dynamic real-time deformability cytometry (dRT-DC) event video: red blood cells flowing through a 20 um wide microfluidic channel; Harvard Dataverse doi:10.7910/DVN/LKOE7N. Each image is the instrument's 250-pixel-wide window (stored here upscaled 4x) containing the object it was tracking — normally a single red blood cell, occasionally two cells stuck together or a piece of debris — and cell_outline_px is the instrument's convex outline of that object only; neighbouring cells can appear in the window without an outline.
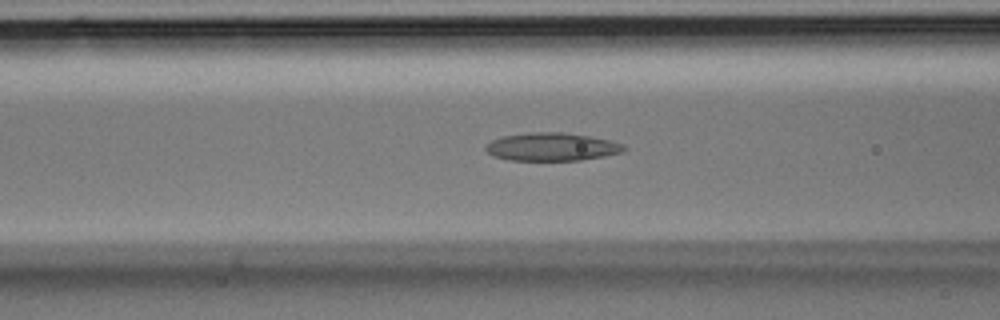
{"species": "Egyptian fruit bat (a non-hibernating species)", "species_latin": "Rousettus aegyptiacus", "temperature_condition": "room temperature", "stored_images_in_passage": 34, "camera_frame_rate_fps": 3000, "um_per_image_px": 0.085, "animal": {"sex": "male"}, "frame": {"image": 1, "passage_image": 12, "time_ms": 3.667, "image_size_px": [1000, 320], "cell_outline_px": [[628, 148], [624, 152], [604, 156], [580, 160], [512, 160], [496, 156], [488, 152], [484, 148], [492, 140], [500, 136], [528, 132], [560, 132], [588, 136], [608, 140], [624, 144]], "centroid_in_image_um": [46.93, 12.47], "position_along_channel_um": 119.7, "area_um2": 22.48}}
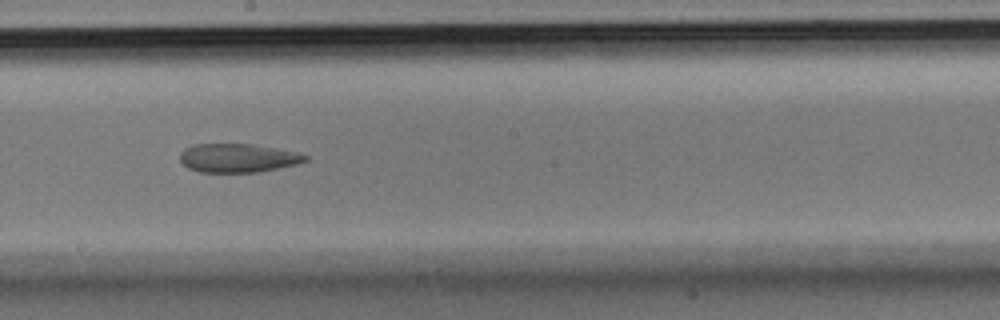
{"frame": {"image": 2, "passage_image": 18, "time_ms": 5.667, "image_size_px": [1000, 320], "cell_outline_px": [[308, 160], [296, 164], [260, 172], [200, 172], [188, 168], [180, 160], [180, 152], [184, 148], [192, 144], [252, 144], [296, 152], [308, 156]], "centroid_in_image_um": [20.19, 13.43], "position_along_channel_um": 228.0, "area_um2": 20.92}}
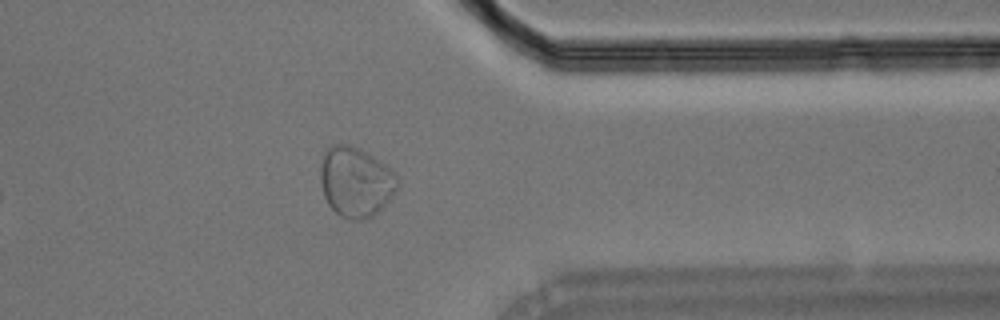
{"frame": {"image": 3, "passage_image": 27, "time_ms": 8.667, "image_size_px": [1000, 320], "cell_outline_px": [[400, 188], [372, 216], [356, 220], [352, 220], [340, 216], [328, 204], [324, 196], [320, 184], [320, 168], [324, 152], [328, 144], [352, 144], [372, 156], [384, 164], [396, 176], [400, 184]], "centroid_in_image_um": [30.2, 15.44], "position_along_channel_um": 381.2, "area_um2": 31.44}}